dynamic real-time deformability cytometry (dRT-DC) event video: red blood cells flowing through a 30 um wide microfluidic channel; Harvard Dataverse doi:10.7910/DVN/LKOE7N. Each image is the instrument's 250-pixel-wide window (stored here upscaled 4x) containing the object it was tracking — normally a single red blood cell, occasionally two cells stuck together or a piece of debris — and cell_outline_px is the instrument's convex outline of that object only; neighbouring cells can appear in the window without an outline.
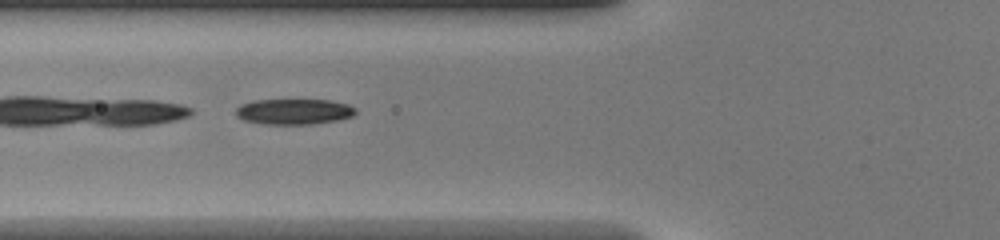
{"species": "common noctule bat (a hibernating species)", "species_latin": "Nyctalus noctula", "temperature_condition": "warm", "stored_images_in_passage": 45, "camera_frame_rate_fps": 3000, "um_per_image_px": 0.085, "animal": {"sex": "female", "body_mass_g": 20.0, "forearm_length_mm": 54.0}, "frame": {"image": 1, "passage_image": 18, "time_ms": 5.667, "image_size_px": [1000, 240], "cell_outline_px": [[356, 112], [352, 116], [336, 120], [312, 124], [264, 124], [244, 120], [236, 116], [236, 108], [240, 104], [252, 100], [328, 100], [348, 104], [356, 108]], "centroid_in_image_um": [24.96, 9.48], "position_along_channel_um": 100.8, "area_um2": 17.86}}
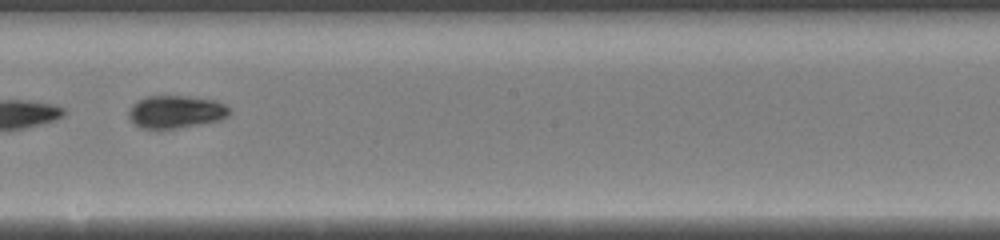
{"frame": {"image": 2, "passage_image": 27, "time_ms": 8.667, "image_size_px": [1000, 240], "cell_outline_px": [[232, 112], [228, 116], [220, 120], [200, 124], [176, 128], [140, 128], [128, 116], [128, 112], [132, 104], [136, 100], [148, 96], [184, 96], [216, 100], [224, 104]], "centroid_in_image_um": [14.95, 9.49], "position_along_channel_um": 233.3, "area_um2": 19.13}}
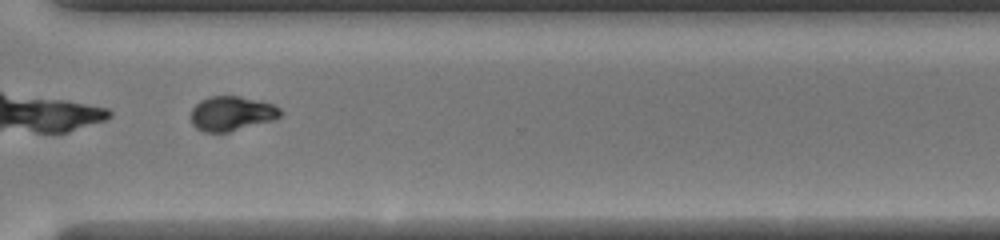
{"frame": {"image": 3, "passage_image": 35, "time_ms": 11.333, "image_size_px": [1000, 240], "cell_outline_px": [[280, 116], [276, 120], [228, 132], [204, 132], [196, 128], [192, 124], [192, 108], [200, 100], [208, 96], [240, 96], [272, 104], [280, 108]], "centroid_in_image_um": [19.69, 9.65], "position_along_channel_um": 350.9, "area_um2": 18.03}}